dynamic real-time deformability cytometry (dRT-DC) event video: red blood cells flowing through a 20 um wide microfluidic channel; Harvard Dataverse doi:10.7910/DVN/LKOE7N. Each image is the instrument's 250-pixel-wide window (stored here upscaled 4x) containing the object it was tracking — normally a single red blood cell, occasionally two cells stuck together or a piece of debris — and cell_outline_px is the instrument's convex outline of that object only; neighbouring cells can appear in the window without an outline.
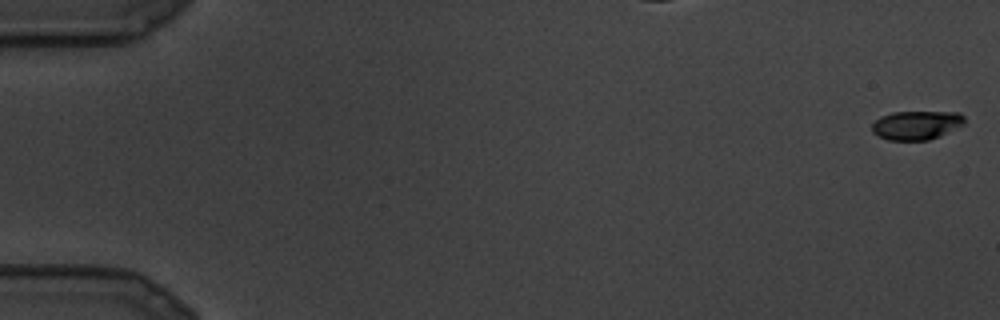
{"species": "common noctule bat (a hibernating species)", "species_latin": "Nyctalus noctula", "temperature_condition": "cold", "stored_images_in_passage": 9, "camera_frame_rate_fps": 3000, "um_per_image_px": 0.085, "animal": {"sex": "male", "body_mass_g": 19.5, "forearm_length_mm": 54.6}, "frame": {"image": 1, "passage_image": 1, "time_ms": 0.0, "image_size_px": [1000, 320], "cell_outline_px": [[964, 124], [940, 136], [928, 140], [888, 140], [872, 132], [872, 124], [880, 116], [892, 112], [960, 112], [964, 116]], "centroid_in_image_um": [77.9, 10.63], "position_along_channel_um": 7.1, "area_um2": 15.55}}